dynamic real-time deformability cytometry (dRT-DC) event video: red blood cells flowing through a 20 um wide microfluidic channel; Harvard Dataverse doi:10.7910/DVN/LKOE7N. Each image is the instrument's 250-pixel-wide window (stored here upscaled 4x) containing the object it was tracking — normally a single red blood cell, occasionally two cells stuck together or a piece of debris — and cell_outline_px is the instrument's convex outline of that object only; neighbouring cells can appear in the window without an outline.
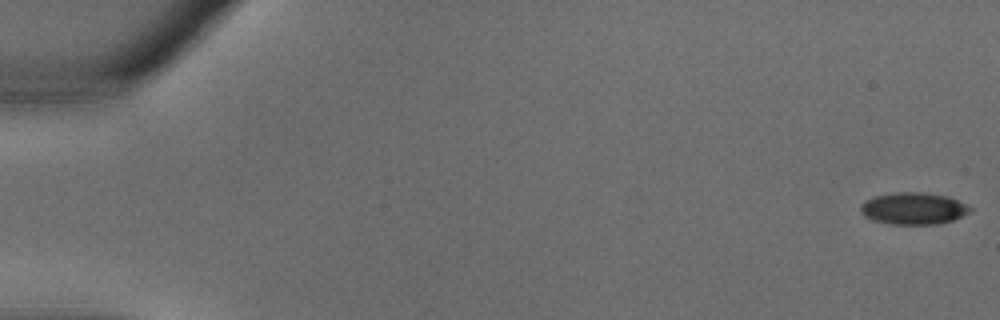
{"species": "common noctule bat (a hibernating species)", "species_latin": "Nyctalus noctula", "temperature_condition": "warm", "stored_images_in_passage": 7, "camera_frame_rate_fps": 3000, "um_per_image_px": 0.085, "animal": {"sex": "male", "body_mass_g": 18.8}, "frame": {"image": 1, "passage_image": 1, "time_ms": 0.0, "image_size_px": [1000, 320], "cell_outline_px": [[972, 212], [952, 220], [940, 224], [888, 224], [872, 220], [864, 216], [860, 212], [860, 204], [864, 200], [876, 196], [896, 192], [920, 192], [948, 196], [972, 208]], "centroid_in_image_um": [77.61, 17.73], "position_along_channel_um": 7.4, "area_um2": 20.46}}